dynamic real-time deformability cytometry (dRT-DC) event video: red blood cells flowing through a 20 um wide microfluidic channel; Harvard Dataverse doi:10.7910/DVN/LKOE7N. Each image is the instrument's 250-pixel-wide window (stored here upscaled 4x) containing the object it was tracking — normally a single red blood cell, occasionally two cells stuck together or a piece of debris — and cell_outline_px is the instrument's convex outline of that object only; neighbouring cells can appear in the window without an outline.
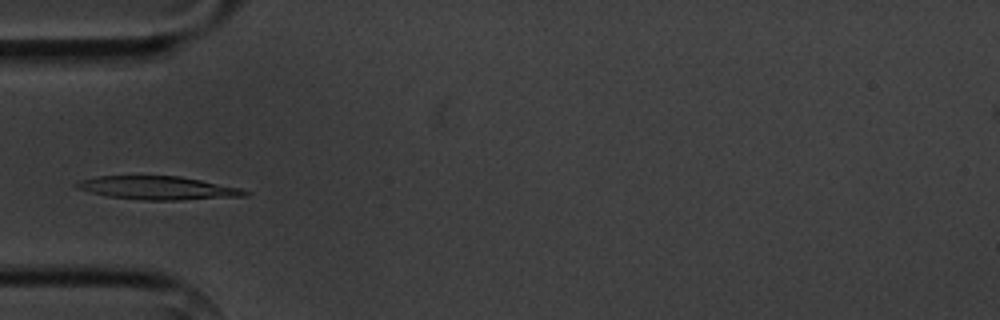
{"species": "common noctule bat (a hibernating species)", "species_latin": "Nyctalus noctula", "temperature_condition": "cold", "stored_images_in_passage": 3, "camera_frame_rate_fps": 3000, "um_per_image_px": 0.085, "animal": {"sex": "male", "body_mass_g": 20.1, "forearm_length_mm": 53.5}, "frame": {"image": 1, "passage_image": 3, "time_ms": 2.0, "image_size_px": [1000, 320], "cell_outline_px": [[252, 192], [248, 196], [180, 200], [144, 200], [108, 196], [76, 188], [72, 184], [80, 180], [100, 176], [180, 176], [240, 188]], "centroid_in_image_um": [13.45, 15.98], "position_along_channel_um": 71.6, "area_um2": 22.83}}